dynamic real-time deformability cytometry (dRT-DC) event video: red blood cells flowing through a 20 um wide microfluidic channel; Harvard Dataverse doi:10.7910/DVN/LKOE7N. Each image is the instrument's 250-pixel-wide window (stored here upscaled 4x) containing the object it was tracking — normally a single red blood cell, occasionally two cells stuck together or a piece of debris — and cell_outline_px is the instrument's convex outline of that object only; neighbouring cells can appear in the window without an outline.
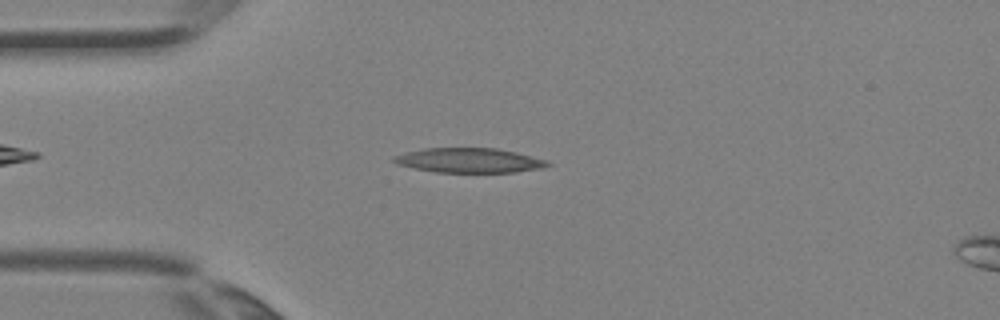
{"species": "Egyptian fruit bat (a non-hibernating species)", "species_latin": "Rousettus aegyptiacus", "temperature_condition": "room temperature", "stored_images_in_passage": 3, "camera_frame_rate_fps": 3000, "um_per_image_px": 0.085, "animal": {"sex": "female"}, "frame": {"image": 1, "passage_image": 2, "time_ms": 0.333, "image_size_px": [1000, 320], "cell_outline_px": [[552, 164], [544, 168], [516, 172], [436, 172], [396, 164], [392, 160], [392, 156], [404, 152], [424, 148], [496, 148], [516, 152], [548, 160]], "centroid_in_image_um": [39.9, 13.63], "position_along_channel_um": 45.1, "area_um2": 22.2}}